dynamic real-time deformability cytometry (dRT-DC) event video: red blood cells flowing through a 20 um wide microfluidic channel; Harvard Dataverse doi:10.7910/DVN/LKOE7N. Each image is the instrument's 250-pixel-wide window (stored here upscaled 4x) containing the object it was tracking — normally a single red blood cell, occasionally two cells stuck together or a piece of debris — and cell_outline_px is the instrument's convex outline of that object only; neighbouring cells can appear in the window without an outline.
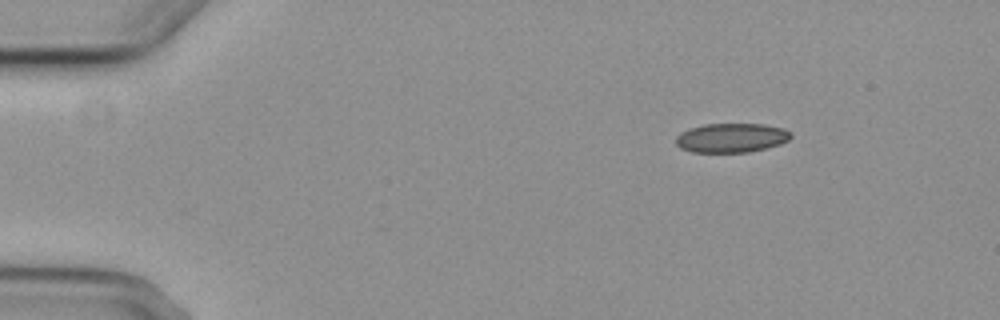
{"species": "common noctule bat (a hibernating species)", "species_latin": "Nyctalus noctula", "temperature_condition": "cold", "stored_images_in_passage": 8, "camera_frame_rate_fps": 3000, "um_per_image_px": 0.085, "animal": {"sex": "female", "body_mass_g": 29.2, "forearm_length_mm": 56.3}, "frame": {"image": 1, "passage_image": 1, "time_ms": 0.0, "image_size_px": [1000, 320], "cell_outline_px": [[792, 136], [788, 140], [780, 144], [748, 152], [692, 152], [680, 148], [676, 144], [676, 136], [680, 132], [688, 128], [704, 124], [764, 124], [784, 128], [792, 132]], "centroid_in_image_um": [62.16, 11.7], "position_along_channel_um": 22.8, "area_um2": 19.71}}
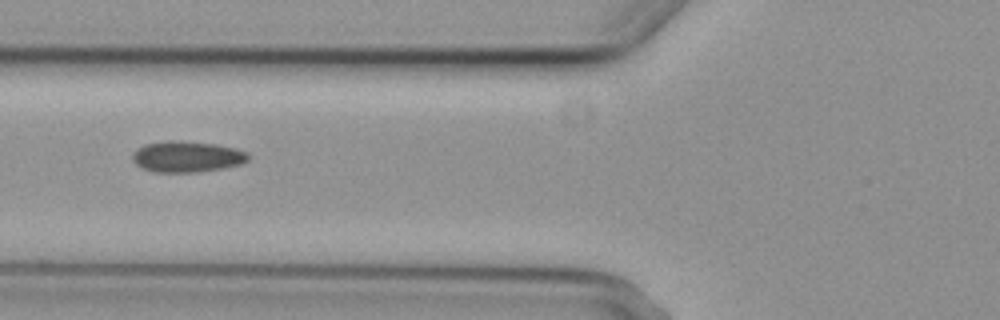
{"frame": {"image": 2, "passage_image": 5, "time_ms": 4.667, "image_size_px": [1000, 320], "cell_outline_px": [[248, 160], [240, 164], [224, 168], [196, 172], [152, 172], [136, 164], [132, 160], [132, 152], [136, 148], [144, 144], [168, 140], [172, 140], [216, 144], [236, 148], [248, 152]], "centroid_in_image_um": [15.87, 13.31], "position_along_channel_um": 109.9, "area_um2": 21.04}}
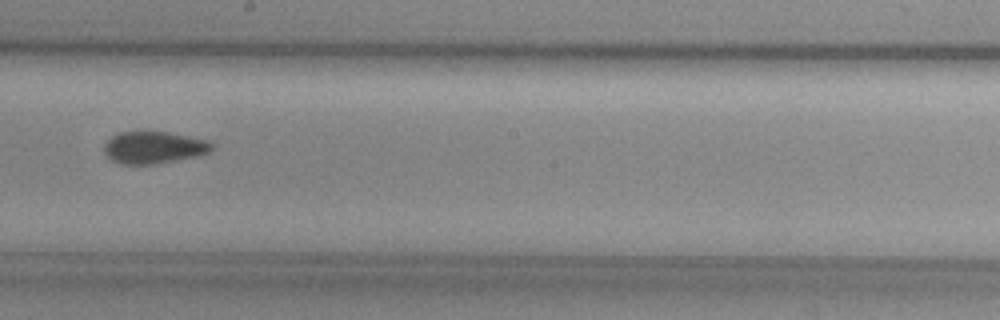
{"frame": {"image": 3, "passage_image": 8, "time_ms": 8.0, "image_size_px": [1000, 320], "cell_outline_px": [[212, 148], [208, 152], [196, 156], [156, 164], [120, 164], [112, 160], [104, 152], [104, 144], [112, 136], [120, 132], [168, 132], [208, 140], [212, 144]], "centroid_in_image_um": [13.05, 12.54], "position_along_channel_um": 235.1, "area_um2": 19.94}}